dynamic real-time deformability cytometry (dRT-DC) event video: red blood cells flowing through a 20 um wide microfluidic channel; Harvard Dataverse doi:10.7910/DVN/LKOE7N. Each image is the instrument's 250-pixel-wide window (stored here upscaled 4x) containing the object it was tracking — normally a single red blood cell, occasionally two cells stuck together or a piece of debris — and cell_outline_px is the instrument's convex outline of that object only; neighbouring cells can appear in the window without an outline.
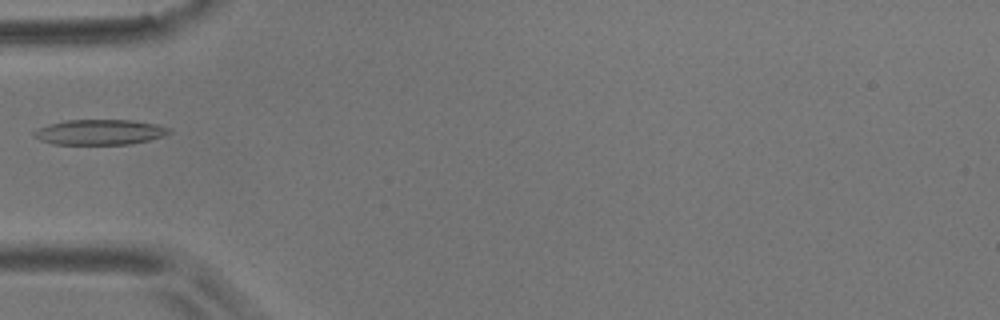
{"species": "common noctule bat (a hibernating species)", "species_latin": "Nyctalus noctula", "temperature_condition": "room temperature", "stored_images_in_passage": 2, "camera_frame_rate_fps": 3000, "um_per_image_px": 0.085, "animal": {"sex": "male", "body_mass_g": 17.9}, "frame": {"image": 1, "passage_image": 2, "time_ms": 0.333, "image_size_px": [1000, 320], "cell_outline_px": [[172, 132], [148, 140], [128, 144], [52, 144], [40, 140], [32, 136], [32, 132], [40, 128], [64, 120], [132, 120], [156, 124], [172, 128]], "centroid_in_image_um": [8.48, 11.23], "position_along_channel_um": 76.5, "area_um2": 19.77}}